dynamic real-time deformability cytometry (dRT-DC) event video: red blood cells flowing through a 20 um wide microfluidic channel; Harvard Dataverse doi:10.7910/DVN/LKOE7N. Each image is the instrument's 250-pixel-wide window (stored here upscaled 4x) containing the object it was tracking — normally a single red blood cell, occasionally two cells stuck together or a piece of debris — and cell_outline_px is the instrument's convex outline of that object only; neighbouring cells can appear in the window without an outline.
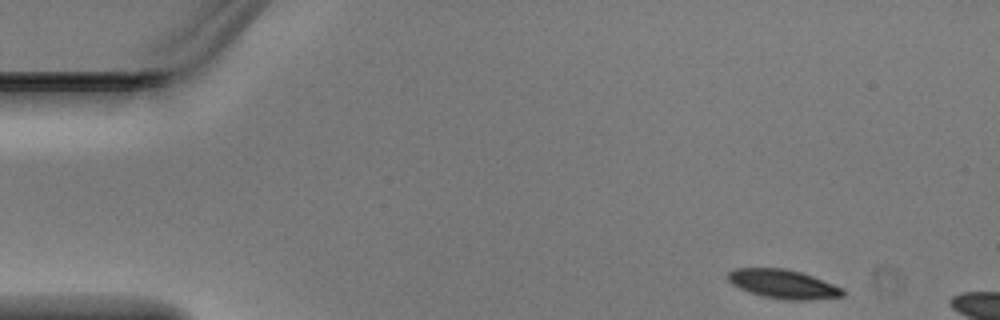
{"species": "Egyptian fruit bat (a non-hibernating species)", "species_latin": "Rousettus aegyptiacus", "temperature_condition": "warm", "stored_images_in_passage": 3, "camera_frame_rate_fps": 3000, "um_per_image_px": 0.085, "animal": {"sex": "male"}, "frame": {"image": 1, "passage_image": 1, "time_ms": 0.0, "image_size_px": [1000, 320], "cell_outline_px": [[844, 296], [804, 300], [788, 300], [760, 296], [740, 288], [732, 284], [728, 280], [728, 272], [732, 268], [784, 268], [800, 272], [812, 276], [844, 288]], "centroid_in_image_um": [66.55, 24.14], "position_along_channel_um": 18.4, "area_um2": 19.31}}